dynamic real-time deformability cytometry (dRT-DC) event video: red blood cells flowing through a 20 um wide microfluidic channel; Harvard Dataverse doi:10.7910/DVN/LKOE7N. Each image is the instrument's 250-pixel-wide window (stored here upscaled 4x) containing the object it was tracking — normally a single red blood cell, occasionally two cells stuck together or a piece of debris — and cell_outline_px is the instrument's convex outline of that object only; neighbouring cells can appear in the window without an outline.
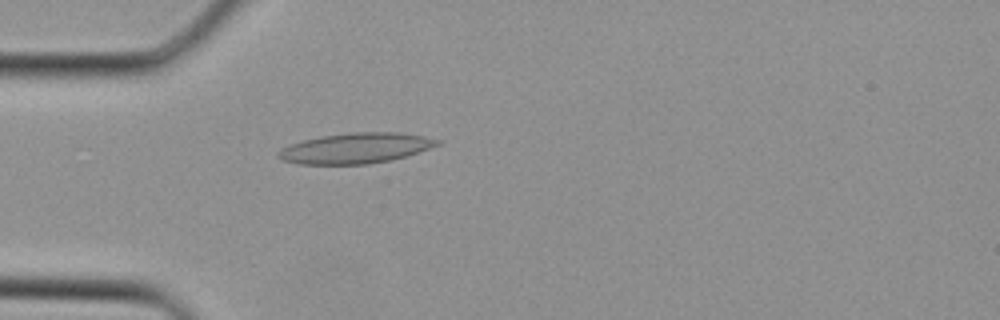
{"species": "Egyptian fruit bat (a non-hibernating species)", "species_latin": "Rousettus aegyptiacus", "temperature_condition": "cold", "stored_images_in_passage": 35, "camera_frame_rate_fps": 3000, "um_per_image_px": 0.085, "animal": {"sex": "female"}, "frame": {"image": 1, "passage_image": 10, "time_ms": 3.0, "image_size_px": [1000, 320], "cell_outline_px": [[440, 144], [392, 160], [368, 164], [300, 164], [284, 160], [276, 156], [280, 148], [304, 140], [320, 136], [352, 132], [400, 132], [424, 136], [440, 140]], "centroid_in_image_um": [30.22, 12.59], "position_along_channel_um": 54.8, "area_um2": 27.98}}
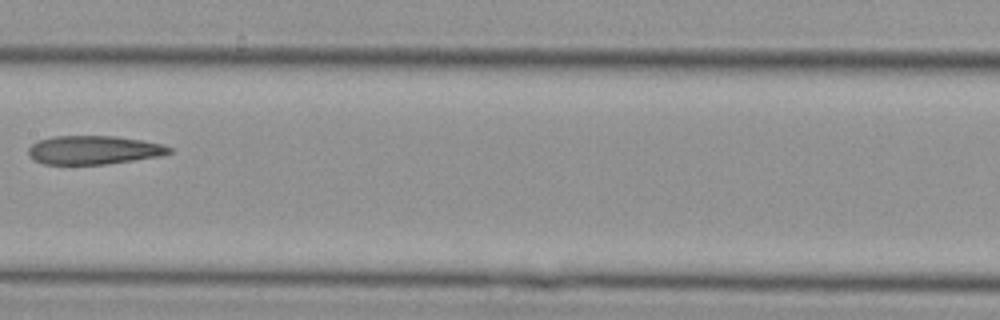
{"frame": {"image": 2, "passage_image": 18, "time_ms": 5.667, "image_size_px": [1000, 320], "cell_outline_px": [[172, 152], [160, 156], [104, 164], [44, 164], [32, 160], [28, 156], [28, 148], [32, 144], [40, 140], [52, 136], [116, 136], [140, 140], [160, 144], [172, 148]], "centroid_in_image_um": [7.91, 12.75], "position_along_channel_um": 199.5, "area_um2": 23.41}}
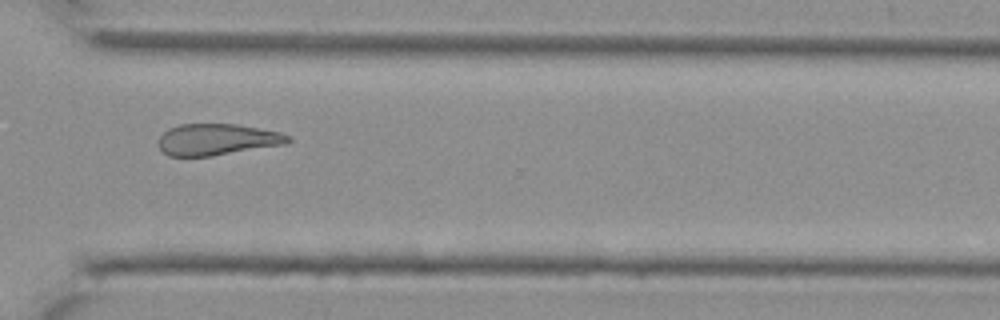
{"frame": {"image": 3, "passage_image": 26, "time_ms": 8.333, "image_size_px": [1000, 320], "cell_outline_px": [[292, 140], [288, 144], [212, 156], [168, 156], [160, 148], [160, 136], [168, 128], [180, 124], [236, 124], [280, 132], [292, 136]], "centroid_in_image_um": [18.51, 11.86], "position_along_channel_um": 352.1, "area_um2": 23.81}}